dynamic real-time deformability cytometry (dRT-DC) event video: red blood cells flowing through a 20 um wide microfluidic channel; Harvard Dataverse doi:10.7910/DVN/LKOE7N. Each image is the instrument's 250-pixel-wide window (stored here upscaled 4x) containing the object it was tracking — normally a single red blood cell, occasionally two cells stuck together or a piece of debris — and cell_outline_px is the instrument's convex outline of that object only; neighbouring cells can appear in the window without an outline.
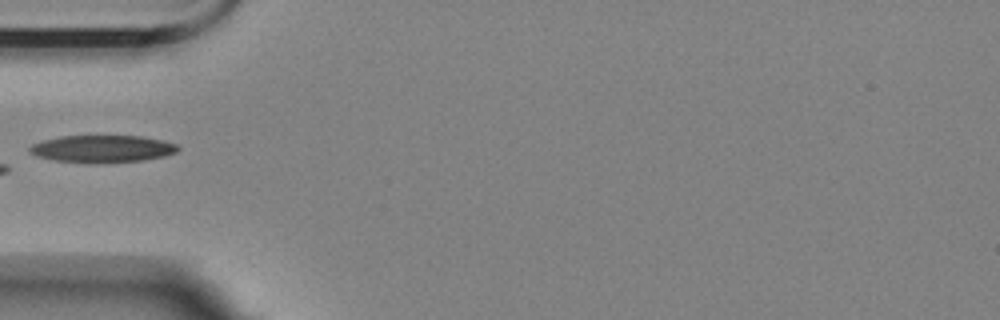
{"species": "Egyptian fruit bat (a non-hibernating species)", "species_latin": "Rousettus aegyptiacus", "temperature_condition": "room temperature", "stored_images_in_passage": 8, "camera_frame_rate_fps": 3000, "um_per_image_px": 0.085, "animal": {"sex": "female"}, "frame": {"image": 1, "passage_image": 5, "time_ms": 4.667, "image_size_px": [1000, 320], "cell_outline_px": [[180, 148], [176, 152], [164, 156], [144, 160], [88, 164], [56, 160], [36, 156], [28, 152], [28, 148], [32, 144], [44, 140], [60, 136], [140, 136], [160, 140], [176, 144]], "centroid_in_image_um": [8.66, 12.66], "position_along_channel_um": 76.3, "area_um2": 23.58}}
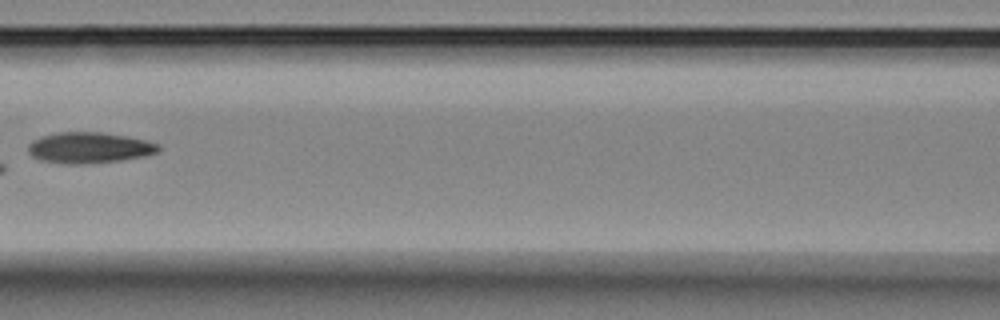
{"frame": {"image": 2, "passage_image": 7, "time_ms": 7.0, "image_size_px": [1000, 320], "cell_outline_px": [[160, 152], [144, 156], [120, 160], [84, 164], [68, 164], [40, 160], [32, 156], [28, 152], [28, 144], [32, 140], [40, 136], [56, 132], [100, 132], [128, 136], [160, 144]], "centroid_in_image_um": [7.57, 12.55], "position_along_channel_um": 159.0, "area_um2": 23.64}}
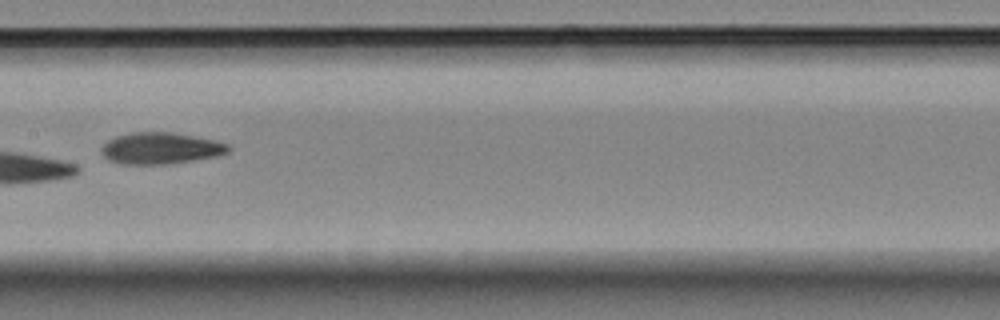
{"frame": {"image": 3, "passage_image": 8, "time_ms": 8.0, "image_size_px": [1000, 320], "cell_outline_px": [[232, 148], [228, 152], [216, 156], [168, 164], [120, 164], [108, 160], [100, 152], [100, 148], [108, 140], [116, 136], [132, 132], [172, 132], [212, 140], [228, 144]], "centroid_in_image_um": [13.61, 12.6], "position_along_channel_um": 193.8, "area_um2": 23.24}}